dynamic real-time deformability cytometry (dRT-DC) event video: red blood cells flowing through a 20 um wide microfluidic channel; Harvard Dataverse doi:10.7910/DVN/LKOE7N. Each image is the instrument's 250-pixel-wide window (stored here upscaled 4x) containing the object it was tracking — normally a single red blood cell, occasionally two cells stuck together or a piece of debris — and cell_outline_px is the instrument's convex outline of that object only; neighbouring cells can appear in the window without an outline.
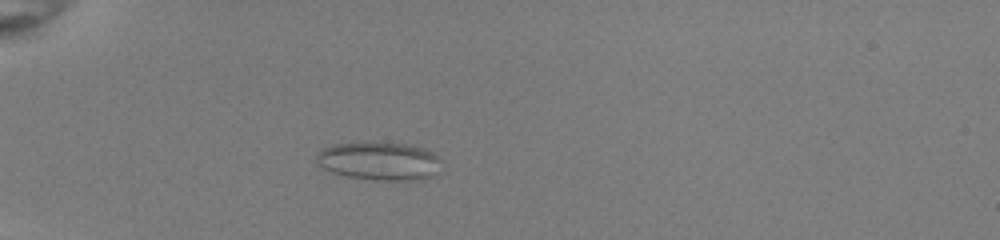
{"species": "common noctule bat (a hibernating species)", "species_latin": "Nyctalus noctula", "temperature_condition": "room temperature", "stored_images_in_passage": 43, "camera_frame_rate_fps": 3000, "um_per_image_px": 0.085, "animal": {"sex": "female", "body_mass_g": 22.0, "forearm_length_mm": 56.7}, "frame": {"image": 1, "passage_image": 8, "time_ms": 2.333, "image_size_px": [1000, 240], "cell_outline_px": [[444, 160], [440, 172], [436, 176], [424, 180], [376, 180], [348, 176], [332, 172], [316, 164], [316, 156], [324, 148], [332, 144], [360, 140], [412, 144], [424, 148], [432, 152]], "centroid_in_image_um": [32.32, 13.66], "position_along_channel_um": 52.7, "area_um2": 29.07}}
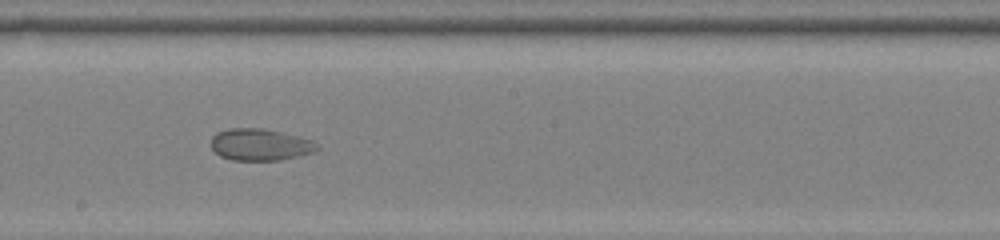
{"frame": {"image": 2, "passage_image": 23, "time_ms": 7.333, "image_size_px": [1000, 240], "cell_outline_px": [[320, 148], [312, 152], [280, 160], [232, 160], [220, 156], [212, 148], [212, 136], [216, 132], [228, 128], [260, 128], [280, 132], [312, 140]], "centroid_in_image_um": [22.07, 12.29], "position_along_channel_um": 226.1, "area_um2": 19.42}}
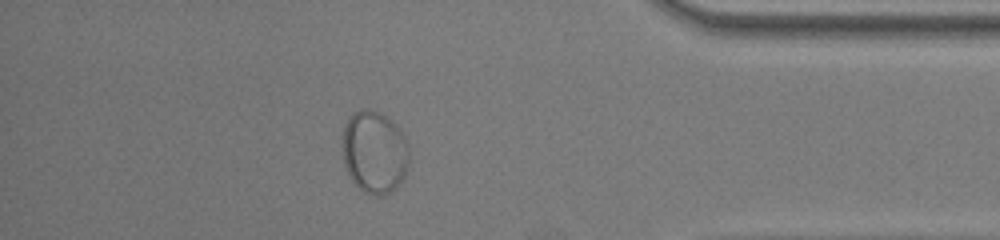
{"frame": {"image": 3, "passage_image": 38, "time_ms": 12.333, "image_size_px": [1000, 240], "cell_outline_px": [[408, 168], [404, 176], [396, 188], [392, 192], [384, 196], [372, 196], [364, 192], [348, 176], [344, 164], [344, 128], [348, 116], [352, 112], [360, 108], [368, 108], [380, 112], [392, 120], [400, 128], [408, 144]], "centroid_in_image_um": [31.84, 12.92], "position_along_channel_um": 403.4, "area_um2": 32.54}}